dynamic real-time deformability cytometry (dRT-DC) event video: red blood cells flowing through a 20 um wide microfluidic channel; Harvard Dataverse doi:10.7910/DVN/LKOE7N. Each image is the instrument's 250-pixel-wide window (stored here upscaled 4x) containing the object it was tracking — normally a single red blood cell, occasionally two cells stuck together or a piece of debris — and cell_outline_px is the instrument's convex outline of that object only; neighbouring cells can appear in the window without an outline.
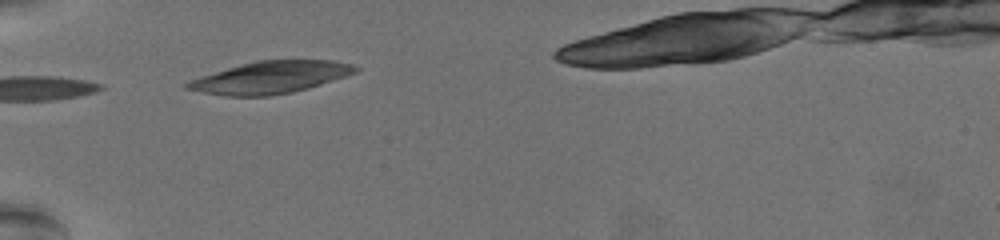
{"species": "common noctule bat (a hibernating species)", "species_latin": "Nyctalus noctula", "temperature_condition": "warm", "stored_images_in_passage": 5, "camera_frame_rate_fps": 3000, "um_per_image_px": 0.085, "animal": {"sex": "female", "body_mass_g": 19.5, "forearm_length_mm": 54.1}, "frame": {"image": 1, "passage_image": 1, "time_ms": 0.0, "image_size_px": [1000, 240], "cell_outline_px": [[360, 68], [356, 72], [308, 88], [292, 92], [268, 96], [224, 96], [184, 88], [184, 84], [192, 80], [204, 76], [256, 60], [332, 60], [348, 64]], "centroid_in_image_um": [23.0, 6.58], "position_along_channel_um": 62.0, "area_um2": 30.69}}